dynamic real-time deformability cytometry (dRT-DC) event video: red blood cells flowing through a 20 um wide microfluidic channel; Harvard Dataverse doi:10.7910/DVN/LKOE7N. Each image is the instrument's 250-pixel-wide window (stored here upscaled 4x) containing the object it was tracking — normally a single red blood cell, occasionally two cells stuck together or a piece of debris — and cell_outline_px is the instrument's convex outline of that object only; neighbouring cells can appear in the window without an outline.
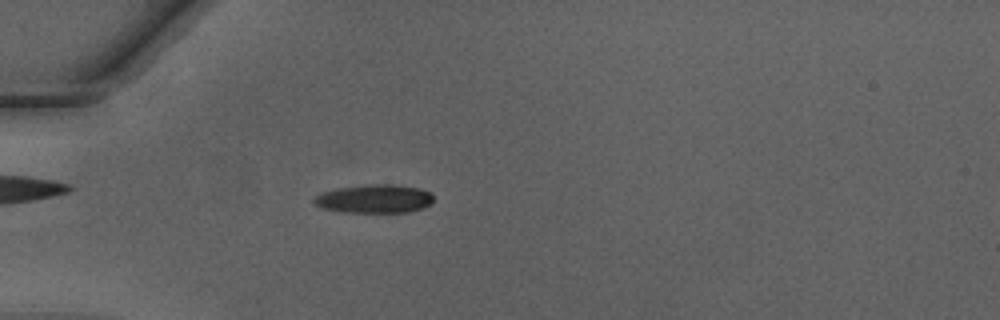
{"species": "Egyptian fruit bat (a non-hibernating species)", "species_latin": "Rousettus aegyptiacus", "temperature_condition": "warm", "stored_images_in_passage": 37, "camera_frame_rate_fps": 3000, "um_per_image_px": 0.085, "animal": {"sex": "male"}, "frame": {"image": 1, "passage_image": 3, "time_ms": 0.667, "image_size_px": [1000, 320], "cell_outline_px": [[432, 204], [424, 208], [408, 212], [340, 212], [324, 208], [316, 204], [312, 200], [316, 196], [324, 192], [336, 188], [372, 184], [392, 184], [416, 188], [428, 192], [432, 196]], "centroid_in_image_um": [31.82, 16.9], "position_along_channel_um": 53.2, "area_um2": 19.65}}
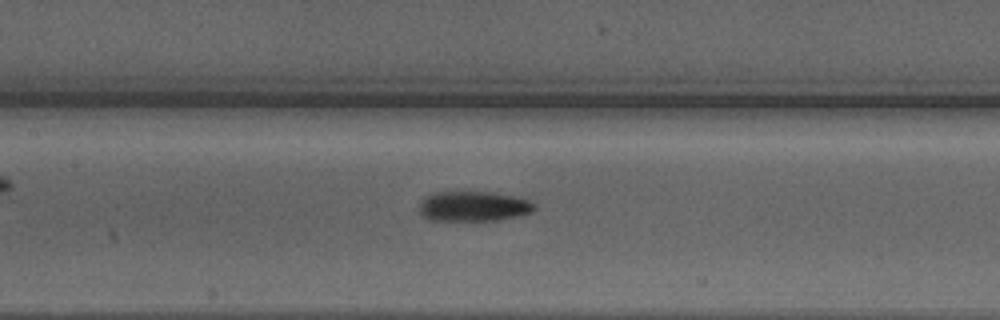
{"frame": {"image": 2, "passage_image": 12, "time_ms": 3.667, "image_size_px": [1000, 320], "cell_outline_px": [[536, 208], [532, 212], [520, 216], [480, 224], [476, 224], [428, 220], [420, 212], [420, 204], [432, 192], [496, 192], [520, 196], [532, 200], [536, 204]], "centroid_in_image_um": [40.34, 17.59], "position_along_channel_um": 167.1, "area_um2": 21.56}}
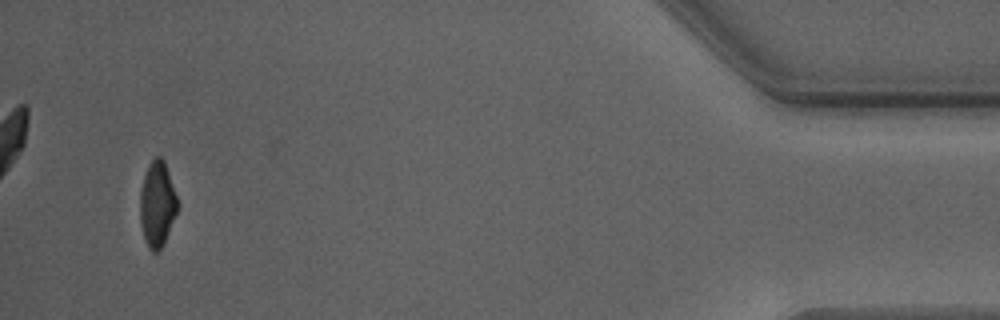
{"frame": {"image": 3, "passage_image": 35, "time_ms": 11.333, "image_size_px": [1000, 320], "cell_outline_px": [[180, 208], [160, 248], [156, 252], [152, 252], [148, 248], [140, 224], [140, 192], [144, 176], [148, 164], [156, 156], [160, 156], [164, 160], [180, 204]], "centroid_in_image_um": [13.38, 17.32], "position_along_channel_um": 421.8, "area_um2": 18.73}, "authors_computed_cell_mechanics": {"area_um2": 20.1722, "velocity_mm_per_s": 4.2808, "shape_relaxation_time_tau1_ms": 4.0052, "shape_relaxation_time_tau2_ms": 2.2678, "deformation_change_tau1": 0.1694, "deformation_change_tau2": 0.0889}}